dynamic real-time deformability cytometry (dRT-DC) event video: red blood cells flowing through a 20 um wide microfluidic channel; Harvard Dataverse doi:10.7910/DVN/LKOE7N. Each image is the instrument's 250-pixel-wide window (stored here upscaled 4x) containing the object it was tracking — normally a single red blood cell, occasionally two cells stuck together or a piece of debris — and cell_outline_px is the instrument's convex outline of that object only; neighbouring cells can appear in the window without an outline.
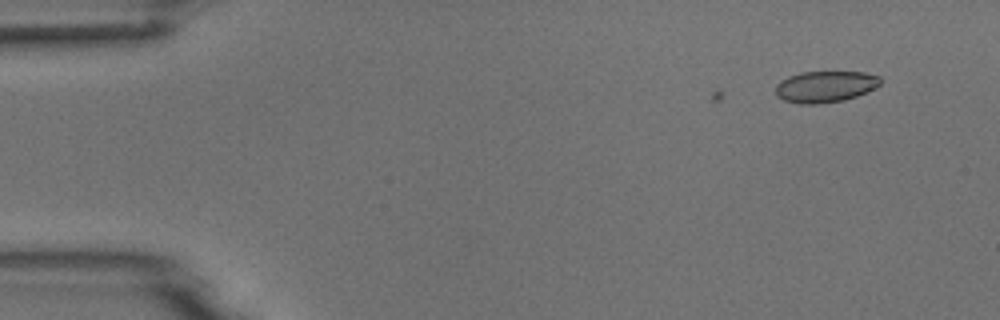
{"species": "common noctule bat (a hibernating species)", "species_latin": "Nyctalus noctula", "temperature_condition": "room temperature", "stored_images_in_passage": 7, "camera_frame_rate_fps": 3000, "um_per_image_px": 0.085, "animal": {"sex": "male", "body_mass_g": 18.8}, "frame": {"image": 1, "passage_image": 3, "time_ms": 2.667, "image_size_px": [1000, 320], "cell_outline_px": [[880, 84], [868, 92], [844, 100], [820, 104], [800, 104], [784, 100], [776, 96], [776, 84], [780, 80], [788, 76], [800, 72], [864, 72], [880, 76]], "centroid_in_image_um": [70.13, 7.36], "position_along_channel_um": 14.9, "area_um2": 19.31}}